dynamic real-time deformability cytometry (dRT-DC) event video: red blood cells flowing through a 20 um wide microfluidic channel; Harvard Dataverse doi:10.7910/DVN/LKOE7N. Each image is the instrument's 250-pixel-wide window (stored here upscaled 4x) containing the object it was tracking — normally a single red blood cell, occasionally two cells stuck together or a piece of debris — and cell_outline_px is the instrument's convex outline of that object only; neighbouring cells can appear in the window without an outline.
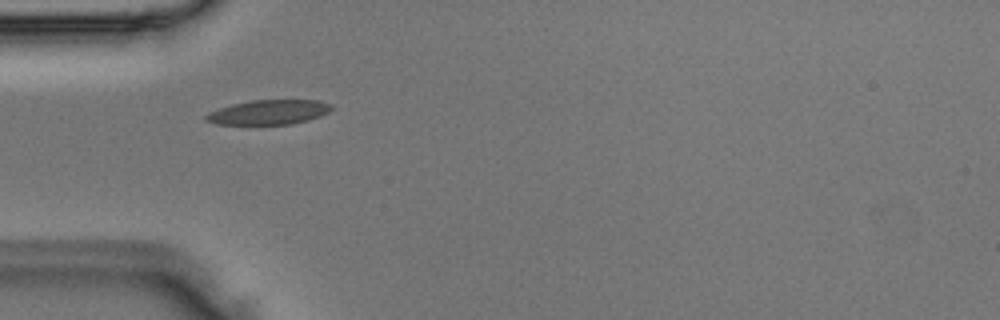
{"species": "Egyptian fruit bat (a non-hibernating species)", "species_latin": "Rousettus aegyptiacus", "temperature_condition": "room temperature", "stored_images_in_passage": 2, "camera_frame_rate_fps": 3000, "um_per_image_px": 0.085, "animal": {"sex": "male"}, "frame": {"image": 1, "passage_image": 1, "time_ms": 0.0, "image_size_px": [1000, 320], "cell_outline_px": [[332, 108], [328, 112], [320, 116], [308, 120], [292, 124], [216, 124], [204, 120], [204, 116], [208, 112], [232, 104], [252, 100], [320, 100], [332, 104]], "centroid_in_image_um": [22.84, 9.53], "position_along_channel_um": 62.2, "area_um2": 18.03}}
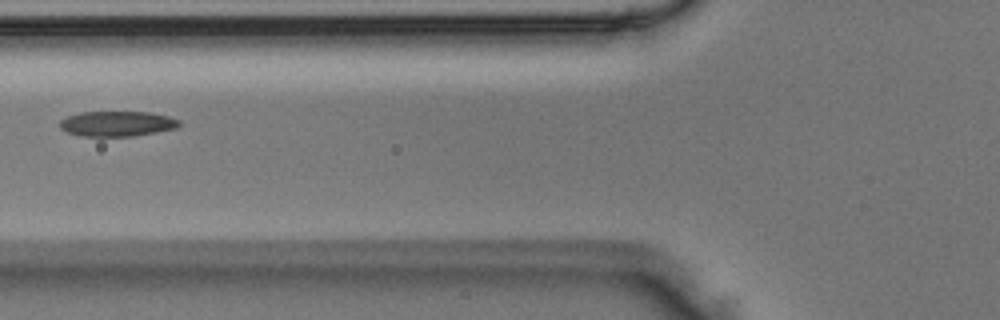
{"frame": {"image": 2, "passage_image": 2, "time_ms": 0.333, "image_size_px": [1000, 320], "cell_outline_px": [[180, 124], [176, 128], [136, 136], [80, 136], [68, 132], [60, 128], [60, 120], [68, 116], [80, 112], [148, 112], [168, 116], [180, 120]], "centroid_in_image_um": [9.95, 10.52], "position_along_channel_um": 115.8, "area_um2": 17.51}}